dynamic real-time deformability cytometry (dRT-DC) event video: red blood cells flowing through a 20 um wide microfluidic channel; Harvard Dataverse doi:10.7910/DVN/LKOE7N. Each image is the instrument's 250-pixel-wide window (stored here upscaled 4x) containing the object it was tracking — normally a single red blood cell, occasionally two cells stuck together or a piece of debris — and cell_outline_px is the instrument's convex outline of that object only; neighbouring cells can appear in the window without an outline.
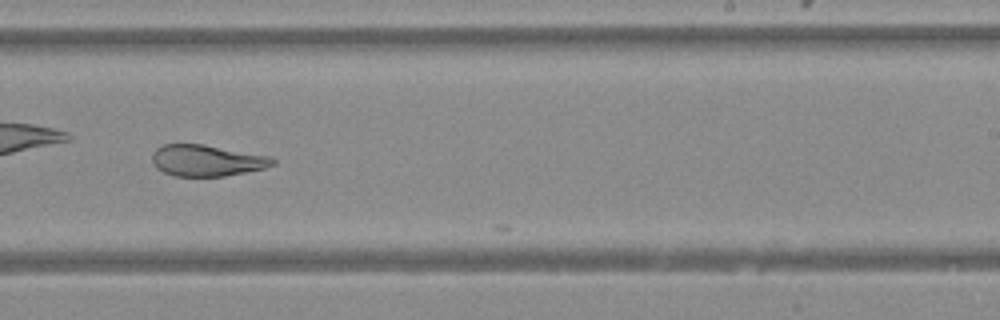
{"species": "Egyptian fruit bat (a non-hibernating species)", "species_latin": "Rousettus aegyptiacus", "temperature_condition": "warm", "stored_images_in_passage": 30, "camera_frame_rate_fps": 3000, "um_per_image_px": 0.085, "animal": {"sex": "female"}, "frame": {"image": 1, "passage_image": 29, "time_ms": 9.333, "image_size_px": [1000, 320], "cell_outline_px": [[276, 164], [264, 168], [224, 176], [176, 176], [164, 172], [156, 168], [152, 160], [152, 156], [156, 148], [164, 144], [204, 144], [272, 156], [276, 160]], "centroid_in_image_um": [17.61, 13.63], "position_along_channel_um": 271.4, "area_um2": 22.08}}